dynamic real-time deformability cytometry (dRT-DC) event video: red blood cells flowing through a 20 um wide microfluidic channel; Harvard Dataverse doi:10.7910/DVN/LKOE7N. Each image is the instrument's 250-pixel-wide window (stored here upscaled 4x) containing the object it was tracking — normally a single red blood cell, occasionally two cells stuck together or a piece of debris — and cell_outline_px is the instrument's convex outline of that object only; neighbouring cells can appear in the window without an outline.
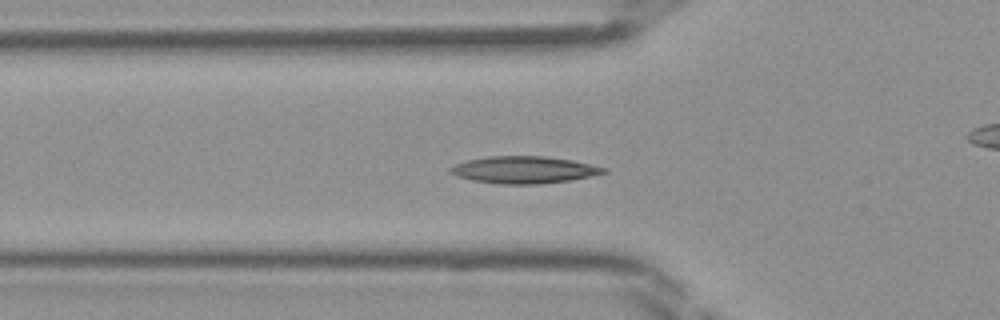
{"species": "Egyptian fruit bat (a non-hibernating species)", "species_latin": "Rousettus aegyptiacus", "temperature_condition": "room temperature", "stored_images_in_passage": 45, "camera_frame_rate_fps": 3000, "um_per_image_px": 0.085, "frame": {"image": 1, "passage_image": 15, "time_ms": 4.667, "image_size_px": [1000, 320], "cell_outline_px": [[608, 172], [568, 180], [540, 184], [500, 184], [472, 180], [456, 176], [448, 172], [448, 168], [456, 164], [468, 160], [488, 156], [544, 156], [572, 160], [608, 168]], "centroid_in_image_um": [44.51, 14.43], "position_along_channel_um": 81.3, "area_um2": 24.1}}
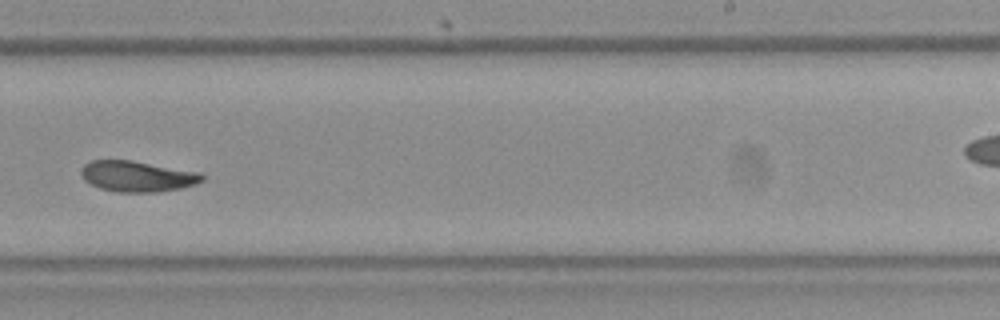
{"frame": {"image": 2, "passage_image": 28, "time_ms": 9.0, "image_size_px": [1000, 320], "cell_outline_px": [[204, 180], [196, 184], [180, 188], [156, 192], [116, 192], [100, 188], [84, 180], [80, 172], [80, 168], [84, 164], [92, 160], [132, 160], [200, 172], [204, 176]], "centroid_in_image_um": [11.66, 14.98], "position_along_channel_um": 277.3, "area_um2": 21.79}}
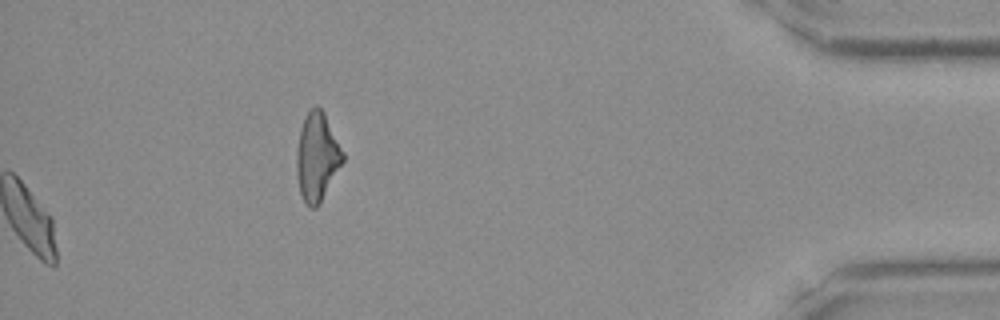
{"frame": {"image": 3, "passage_image": 45, "time_ms": 14.667, "image_size_px": [1000, 320], "cell_outline_px": [[344, 160], [320, 204], [316, 208], [308, 208], [300, 192], [296, 176], [296, 152], [300, 128], [304, 116], [316, 104], [324, 112], [344, 152]], "centroid_in_image_um": [26.94, 13.34], "position_along_channel_um": 408.3, "area_um2": 23.99}}